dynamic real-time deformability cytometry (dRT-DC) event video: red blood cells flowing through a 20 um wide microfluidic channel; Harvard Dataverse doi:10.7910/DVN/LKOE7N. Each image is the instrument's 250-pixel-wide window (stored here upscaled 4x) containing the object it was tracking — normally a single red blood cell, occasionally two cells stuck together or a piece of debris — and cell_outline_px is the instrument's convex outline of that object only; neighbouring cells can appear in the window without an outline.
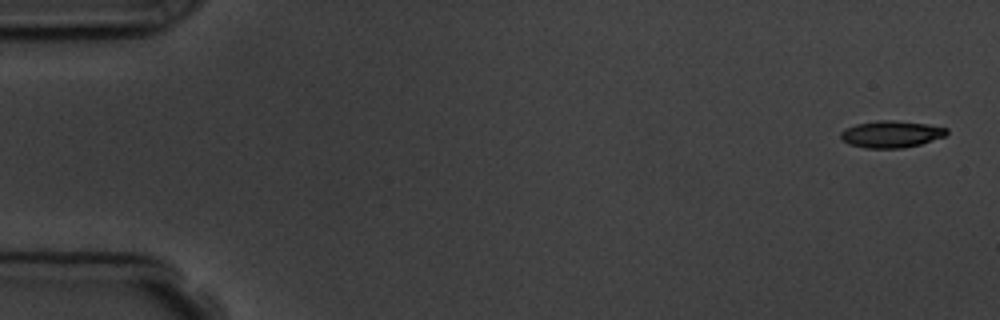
{"species": "common noctule bat (a hibernating species)", "species_latin": "Nyctalus noctula", "temperature_condition": "room temperature", "stored_images_in_passage": 5, "camera_frame_rate_fps": 3000, "um_per_image_px": 0.085, "animal": {"sex": "male", "body_mass_g": 19.5, "forearm_length_mm": 54.6}, "frame": {"image": 1, "passage_image": 1, "time_ms": 0.0, "image_size_px": [1000, 320], "cell_outline_px": [[948, 132], [944, 136], [920, 144], [904, 148], [864, 148], [848, 144], [840, 136], [840, 132], [844, 128], [856, 124], [876, 120], [892, 120], [928, 124], [948, 128]], "centroid_in_image_um": [75.73, 11.4], "position_along_channel_um": 9.3, "area_um2": 16.65}}
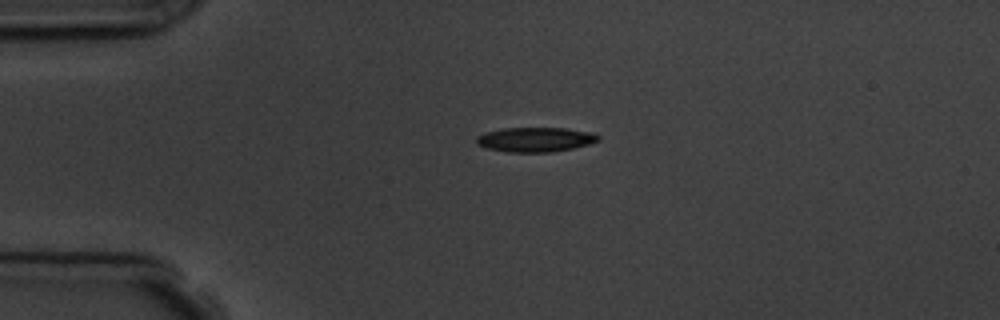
{"frame": {"image": 2, "passage_image": 4, "time_ms": 3.667, "image_size_px": [1000, 320], "cell_outline_px": [[600, 140], [588, 144], [572, 148], [552, 152], [508, 152], [488, 148], [476, 144], [476, 136], [484, 132], [504, 128], [568, 128], [596, 132], [600, 136]], "centroid_in_image_um": [45.53, 11.85], "position_along_channel_um": 39.5, "area_um2": 17.63}}